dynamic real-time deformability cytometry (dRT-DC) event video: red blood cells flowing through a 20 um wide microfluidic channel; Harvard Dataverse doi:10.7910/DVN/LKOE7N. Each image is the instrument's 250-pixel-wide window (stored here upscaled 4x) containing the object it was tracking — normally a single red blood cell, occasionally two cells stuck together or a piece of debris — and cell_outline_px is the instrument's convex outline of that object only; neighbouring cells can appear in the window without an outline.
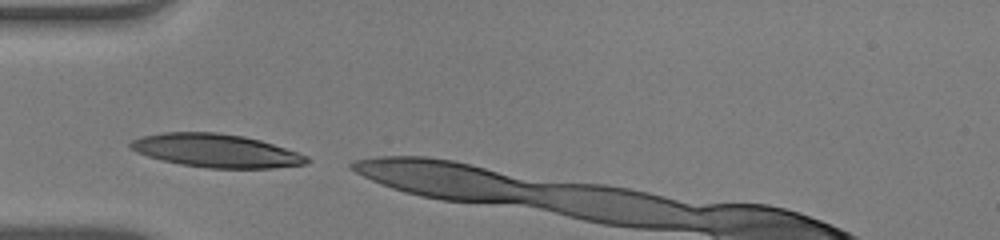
{"species": "human", "species_latin": "Homo sapiens", "temperature_condition": "warm", "stored_images_in_passage": 4, "camera_frame_rate_fps": 3000, "um_per_image_px": 0.085, "donor": {"sex": "male"}, "frame": {"image": 1, "passage_image": 1, "time_ms": 0.0, "image_size_px": [1000, 240], "cell_outline_px": [[312, 160], [308, 164], [272, 168], [208, 168], [180, 164], [148, 156], [136, 152], [128, 148], [128, 144], [132, 140], [144, 136], [164, 132], [216, 132], [244, 136], [260, 140], [308, 156]], "centroid_in_image_um": [18.37, 12.81], "position_along_channel_um": 66.6, "area_um2": 34.16}}